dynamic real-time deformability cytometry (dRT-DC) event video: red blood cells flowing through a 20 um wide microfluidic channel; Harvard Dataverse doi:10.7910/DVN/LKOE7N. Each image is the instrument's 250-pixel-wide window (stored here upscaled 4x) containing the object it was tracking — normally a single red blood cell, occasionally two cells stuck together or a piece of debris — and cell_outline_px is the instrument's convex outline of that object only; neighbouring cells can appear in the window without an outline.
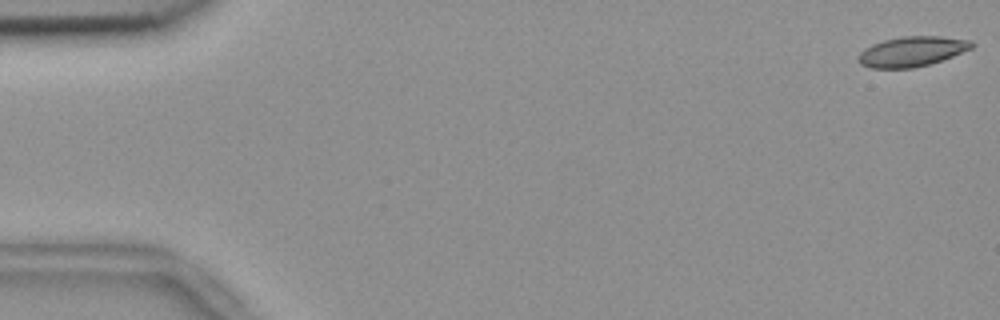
{"species": "common noctule bat (a hibernating species)", "species_latin": "Nyctalus noctula", "temperature_condition": "room temperature", "stored_images_in_passage": 56, "camera_frame_rate_fps": 3000, "um_per_image_px": 0.085, "animal": {"sex": "female", "body_mass_g": 18.4}, "frame": {"image": 1, "passage_image": 1, "time_ms": 0.0, "image_size_px": [1000, 320], "cell_outline_px": [[976, 44], [972, 48], [952, 56], [928, 64], [912, 68], [872, 68], [860, 64], [856, 60], [856, 56], [864, 48], [872, 44], [884, 40], [904, 36], [940, 36], [972, 40]], "centroid_in_image_um": [77.49, 4.37], "position_along_channel_um": 7.5, "area_um2": 19.88}}
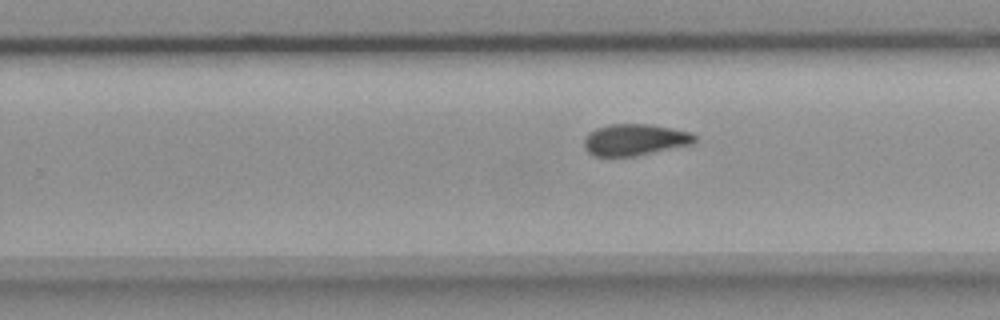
{"frame": {"image": 2, "passage_image": 35, "time_ms": 11.333, "image_size_px": [1000, 320], "cell_outline_px": [[696, 140], [692, 144], [636, 156], [592, 156], [584, 148], [584, 136], [588, 132], [596, 128], [608, 124], [648, 124], [672, 128], [692, 132], [696, 136]], "centroid_in_image_um": [53.93, 11.87], "position_along_channel_um": 275.9, "area_um2": 20.52}}
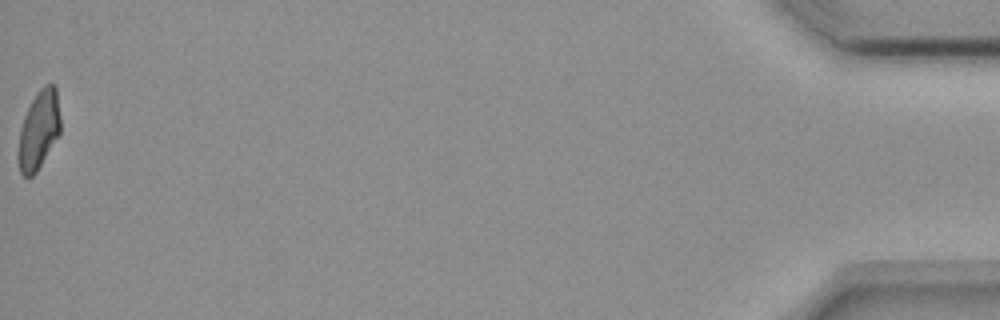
{"frame": {"image": 3, "passage_image": 56, "time_ms": 18.333, "image_size_px": [1000, 320], "cell_outline_px": [[60, 132], [36, 172], [32, 176], [24, 176], [20, 172], [16, 156], [16, 152], [20, 128], [24, 116], [36, 92], [44, 84], [52, 84], [56, 88], [60, 116]], "centroid_in_image_um": [3.26, 11.05], "position_along_channel_um": 431.9, "area_um2": 19.36}, "authors_computed_cell_mechanics": {"area_um2": 20.3167, "velocity_mm_per_s": 3.6507, "shape_relaxation_time_tau1_ms": 10.3543, "shape_relaxation_time_tau2_ms": 5.4768, "deformation_change_tau1": 0.1967, "deformation_change_tau2": 0.1025}}